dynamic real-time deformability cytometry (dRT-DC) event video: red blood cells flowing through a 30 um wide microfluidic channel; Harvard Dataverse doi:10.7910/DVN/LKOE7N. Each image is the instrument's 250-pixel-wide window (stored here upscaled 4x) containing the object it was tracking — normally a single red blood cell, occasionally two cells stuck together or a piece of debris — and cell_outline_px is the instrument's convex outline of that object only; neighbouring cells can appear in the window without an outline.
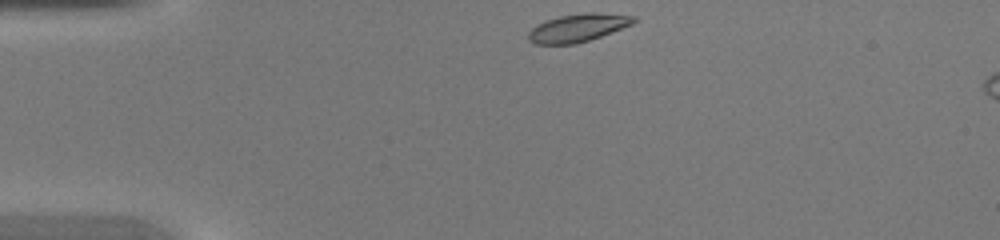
{"species": "common noctule bat (a hibernating species)", "species_latin": "Nyctalus noctula", "temperature_condition": "warm", "stored_images_in_passage": 5, "camera_frame_rate_fps": 3000, "um_per_image_px": 0.085, "animal": {"sex": "female", "body_mass_g": 20.0, "forearm_length_mm": 54.0}, "frame": {"image": 1, "passage_image": 1, "time_ms": 0.0, "image_size_px": [1000, 240], "cell_outline_px": [[640, 20], [632, 24], [600, 36], [576, 44], [536, 44], [528, 40], [528, 32], [536, 24], [544, 20], [560, 16], [588, 12], [596, 12], [636, 16]], "centroid_in_image_um": [49.12, 2.35], "position_along_channel_um": 35.9, "area_um2": 17.22}}